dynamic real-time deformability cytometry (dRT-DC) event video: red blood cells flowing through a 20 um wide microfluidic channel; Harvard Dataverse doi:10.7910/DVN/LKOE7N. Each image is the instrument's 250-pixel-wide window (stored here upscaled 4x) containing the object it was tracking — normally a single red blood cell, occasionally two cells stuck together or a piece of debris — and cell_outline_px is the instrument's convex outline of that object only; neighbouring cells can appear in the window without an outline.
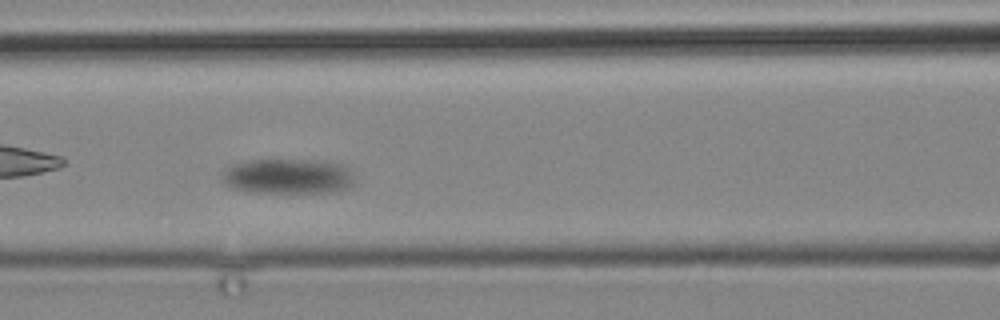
{"species": "common noctule bat (a hibernating species)", "species_latin": "Nyctalus noctula", "temperature_condition": "cold", "stored_images_in_passage": 14, "camera_frame_rate_fps": 3000, "um_per_image_px": 0.085, "animal": {"sex": "male", "body_mass_g": 19.2, "forearm_length_mm": 51.8}, "frame": {"image": 1, "passage_image": 12, "time_ms": 13.667, "image_size_px": [1000, 320], "cell_outline_px": [[352, 184], [348, 188], [336, 192], [252, 192], [236, 188], [224, 184], [224, 172], [232, 164], [252, 160], [316, 160], [340, 164], [348, 168], [352, 172]], "centroid_in_image_um": [24.51, 14.98], "position_along_channel_um": 142.1, "area_um2": 26.76}}
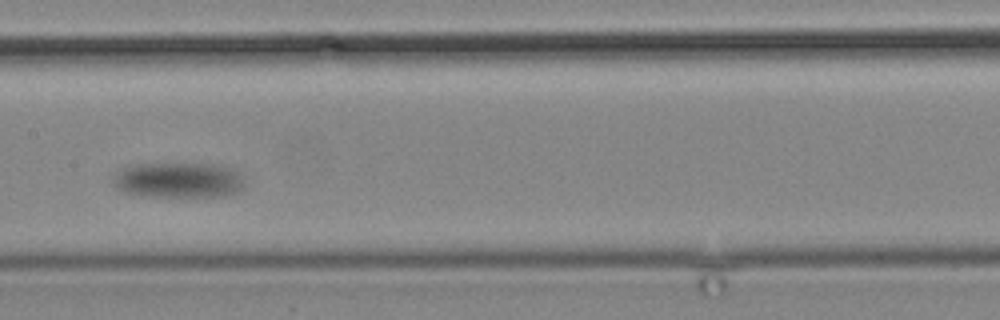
{"frame": {"image": 2, "passage_image": 14, "time_ms": 16.0, "image_size_px": [1000, 320], "cell_outline_px": [[244, 188], [240, 192], [224, 196], [140, 196], [116, 188], [112, 184], [112, 180], [116, 172], [132, 164], [216, 164], [228, 168], [236, 172], [244, 180]], "centroid_in_image_um": [15.16, 15.32], "position_along_channel_um": 192.2, "area_um2": 27.11}}